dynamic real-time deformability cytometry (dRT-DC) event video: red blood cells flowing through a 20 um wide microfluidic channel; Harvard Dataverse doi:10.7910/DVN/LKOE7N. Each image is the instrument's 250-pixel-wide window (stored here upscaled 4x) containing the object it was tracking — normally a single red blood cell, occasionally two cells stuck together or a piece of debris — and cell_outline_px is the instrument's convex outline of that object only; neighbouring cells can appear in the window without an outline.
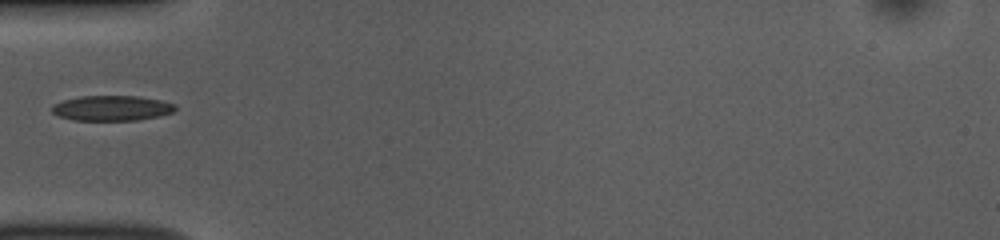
{"species": "common noctule bat (a hibernating species)", "species_latin": "Nyctalus noctula", "temperature_condition": "room temperature", "stored_images_in_passage": 36, "camera_frame_rate_fps": 3000, "um_per_image_px": 0.085, "animal": {"sex": "female", "body_mass_g": 10.0, "forearm_length_mm": 53.1}, "frame": {"image": 1, "passage_image": 1, "time_ms": 0.0, "image_size_px": [1000, 240], "cell_outline_px": [[176, 108], [172, 112], [160, 116], [136, 120], [72, 120], [60, 116], [52, 112], [52, 104], [64, 100], [80, 96], [136, 96], [160, 100], [176, 104]], "centroid_in_image_um": [9.5, 9.19], "position_along_channel_um": 75.5, "area_um2": 18.03}}
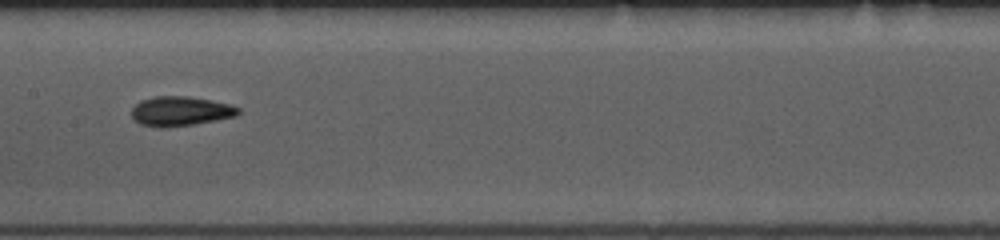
{"frame": {"image": 2, "passage_image": 10, "time_ms": 3.0, "image_size_px": [1000, 240], "cell_outline_px": [[240, 112], [236, 116], [216, 120], [192, 124], [164, 128], [160, 128], [140, 124], [132, 116], [132, 108], [140, 100], [156, 96], [188, 96], [212, 100], [232, 104], [240, 108]], "centroid_in_image_um": [15.36, 9.44], "position_along_channel_um": 192.0, "area_um2": 18.44}}
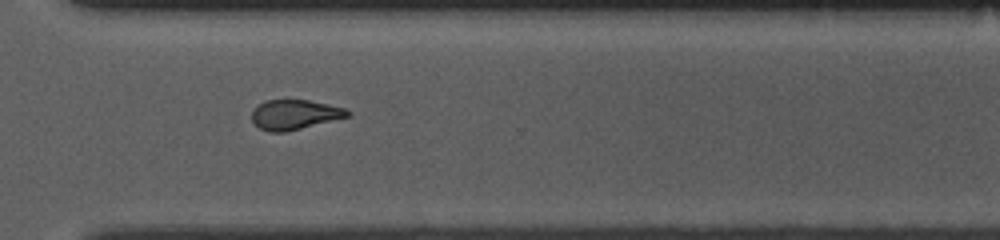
{"frame": {"image": 3, "passage_image": 22, "time_ms": 7.0, "image_size_px": [1000, 240], "cell_outline_px": [[352, 116], [284, 132], [268, 132], [260, 128], [252, 120], [252, 112], [260, 104], [268, 100], [308, 100], [348, 108], [352, 112]], "centroid_in_image_um": [25.12, 9.74], "position_along_channel_um": 345.5, "area_um2": 16.59}}